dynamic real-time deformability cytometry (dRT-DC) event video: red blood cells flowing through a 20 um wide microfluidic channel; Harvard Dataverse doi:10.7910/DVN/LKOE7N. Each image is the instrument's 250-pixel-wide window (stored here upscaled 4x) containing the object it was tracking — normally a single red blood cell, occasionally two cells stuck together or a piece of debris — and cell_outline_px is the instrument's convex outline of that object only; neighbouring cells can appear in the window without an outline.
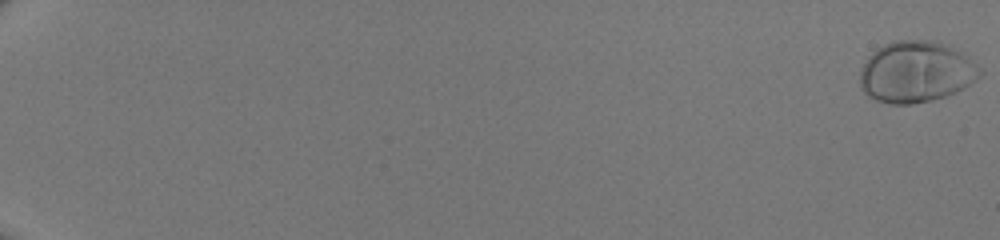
{"species": "human", "species_latin": "Homo sapiens", "temperature_condition": "room temperature", "stored_images_in_passage": 51, "camera_frame_rate_fps": 3000, "um_per_image_px": 0.085, "donor": {"sex": "male"}, "frame": {"image": 1, "passage_image": 1, "time_ms": 0.0, "image_size_px": [1000, 240], "cell_outline_px": [[984, 72], [976, 80], [964, 88], [956, 92], [932, 100], [912, 104], [888, 104], [876, 100], [868, 96], [860, 88], [860, 72], [868, 56], [872, 52], [884, 44], [896, 40], [936, 40], [956, 52], [980, 68]], "centroid_in_image_um": [77.81, 6.14], "position_along_channel_um": 7.2, "area_um2": 42.43}}
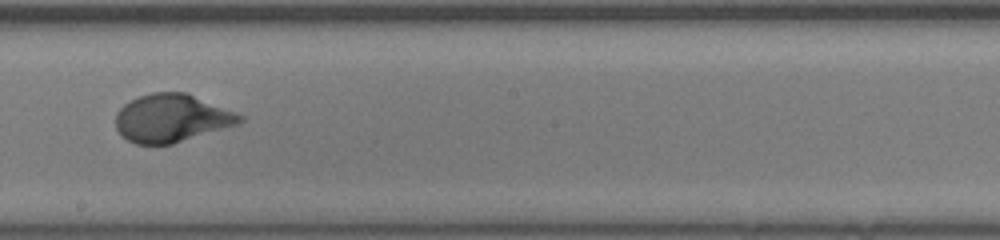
{"frame": {"image": 2, "passage_image": 34, "time_ms": 11.0, "image_size_px": [1000, 240], "cell_outline_px": [[244, 120], [240, 124], [172, 144], [136, 144], [128, 140], [116, 128], [116, 112], [124, 104], [140, 96], [152, 92], [184, 92], [236, 112], [244, 116]], "centroid_in_image_um": [14.61, 10.05], "position_along_channel_um": 233.6, "area_um2": 34.51}}
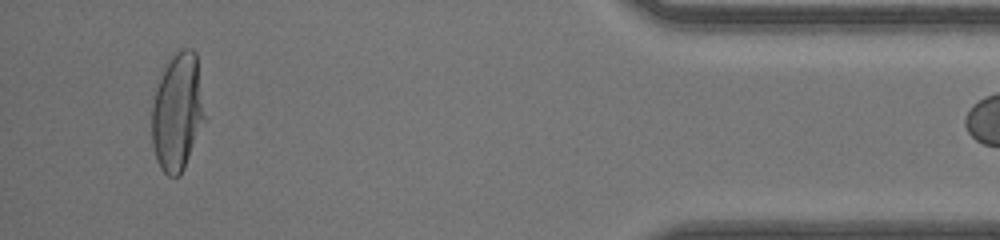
{"frame": {"image": 3, "passage_image": 50, "time_ms": 16.333, "image_size_px": [1000, 240], "cell_outline_px": [[204, 120], [184, 168], [180, 176], [168, 176], [160, 168], [156, 160], [152, 144], [152, 92], [168, 60], [176, 52], [184, 48], [192, 48], [196, 52], [204, 116]], "centroid_in_image_um": [15.03, 9.51], "position_along_channel_um": 420.2, "area_um2": 36.13}}